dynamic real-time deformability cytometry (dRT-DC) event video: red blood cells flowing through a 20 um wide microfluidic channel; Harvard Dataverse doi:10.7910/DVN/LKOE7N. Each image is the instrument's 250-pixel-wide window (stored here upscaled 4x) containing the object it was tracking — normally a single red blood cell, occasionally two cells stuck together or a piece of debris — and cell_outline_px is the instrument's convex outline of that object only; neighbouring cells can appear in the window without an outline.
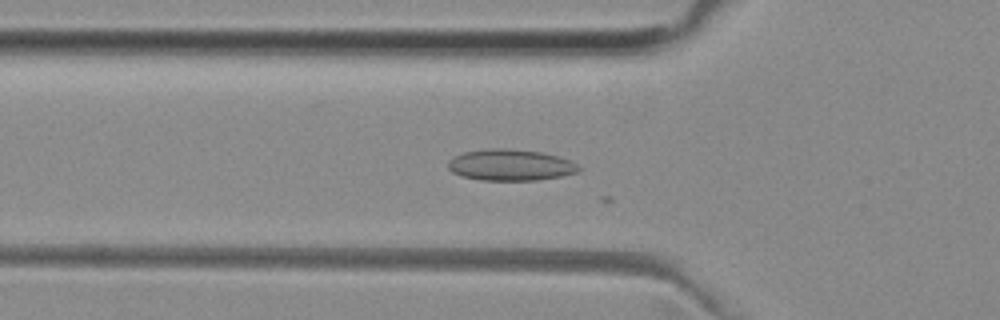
{"species": "common noctule bat (a hibernating species)", "species_latin": "Nyctalus noctula", "temperature_condition": "room temperature", "stored_images_in_passage": 18, "camera_frame_rate_fps": 3000, "um_per_image_px": 0.085, "animal": {"sex": "female", "body_mass_g": 29.2, "forearm_length_mm": 56.3}, "frame": {"image": 1, "passage_image": 16, "time_ms": 5.0, "image_size_px": [1000, 320], "cell_outline_px": [[580, 172], [560, 176], [536, 180], [480, 180], [460, 176], [452, 172], [448, 168], [448, 160], [464, 152], [492, 148], [504, 148], [540, 152], [556, 156], [568, 160], [576, 164], [580, 168]], "centroid_in_image_um": [43.36, 14.03], "position_along_channel_um": 82.4, "area_um2": 23.64}}